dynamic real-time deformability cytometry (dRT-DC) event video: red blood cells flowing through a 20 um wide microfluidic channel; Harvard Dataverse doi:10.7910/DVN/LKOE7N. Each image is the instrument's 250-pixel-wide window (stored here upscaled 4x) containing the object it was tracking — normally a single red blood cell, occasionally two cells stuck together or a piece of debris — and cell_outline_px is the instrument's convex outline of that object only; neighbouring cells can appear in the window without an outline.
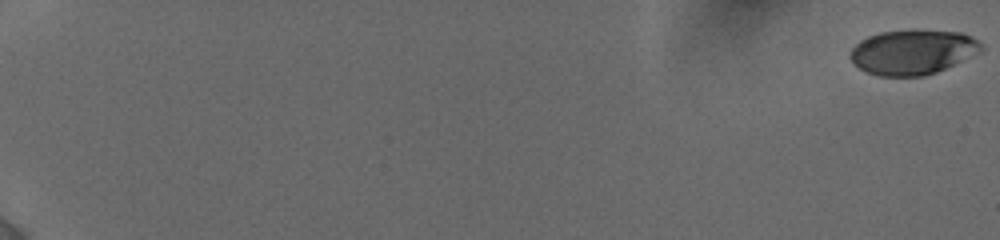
{"species": "human", "species_latin": "Homo sapiens", "temperature_condition": "cold", "stored_images_in_passage": 28, "camera_frame_rate_fps": 3000, "um_per_image_px": 0.085, "donor": {"sex": "female"}, "frame": {"image": 1, "passage_image": 1, "time_ms": 0.0, "image_size_px": [1000, 240], "cell_outline_px": [[984, 48], [980, 52], [936, 72], [924, 76], [880, 76], [868, 72], [860, 68], [848, 56], [852, 48], [860, 40], [868, 36], [880, 32], [912, 28], [916, 28], [960, 32], [972, 36]], "centroid_in_image_um": [77.57, 4.39], "position_along_channel_um": 7.4, "area_um2": 34.51}}
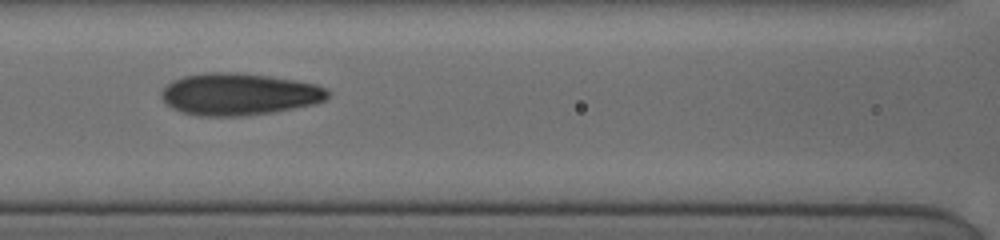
{"frame": {"image": 2, "passage_image": 20, "time_ms": 9.667, "image_size_px": [1000, 240], "cell_outline_px": [[328, 96], [324, 100], [316, 104], [272, 112], [244, 116], [196, 116], [180, 112], [164, 104], [160, 96], [160, 92], [172, 80], [184, 76], [204, 72], [236, 72], [268, 76], [296, 80], [316, 84], [324, 88], [328, 92]], "centroid_in_image_um": [20.26, 8.01], "position_along_channel_um": 146.3, "area_um2": 41.04}}
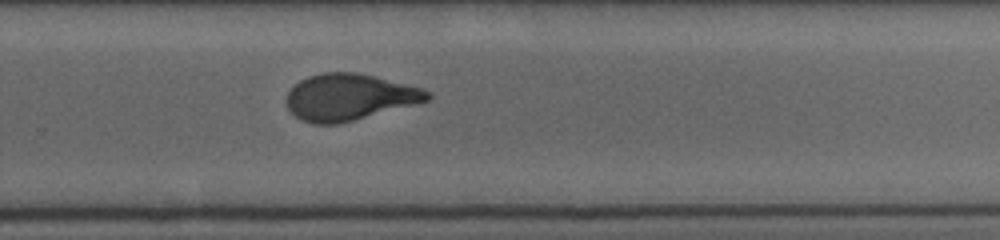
{"frame": {"image": 3, "passage_image": 28, "time_ms": 13.667, "image_size_px": [1000, 240], "cell_outline_px": [[432, 96], [428, 100], [416, 104], [336, 124], [312, 124], [300, 120], [288, 108], [288, 92], [300, 80], [308, 76], [324, 72], [360, 72], [424, 88], [432, 92]], "centroid_in_image_um": [29.73, 8.24], "position_along_channel_um": 300.1, "area_um2": 38.09}}